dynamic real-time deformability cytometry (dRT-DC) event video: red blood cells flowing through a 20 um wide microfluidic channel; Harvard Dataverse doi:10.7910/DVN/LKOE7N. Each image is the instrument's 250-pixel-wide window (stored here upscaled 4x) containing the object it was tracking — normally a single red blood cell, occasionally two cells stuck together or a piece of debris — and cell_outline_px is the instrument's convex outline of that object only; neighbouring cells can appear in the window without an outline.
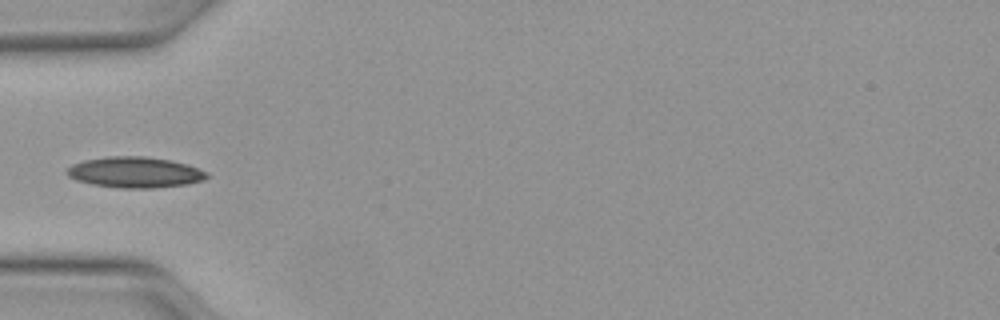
{"species": "Egyptian fruit bat (a non-hibernating species)", "species_latin": "Rousettus aegyptiacus", "temperature_condition": "warm", "stored_images_in_passage": 6, "camera_frame_rate_fps": 3000, "um_per_image_px": 0.085, "animal": {"sex": "female"}, "frame": {"image": 1, "passage_image": 1, "time_ms": 0.0, "image_size_px": [1000, 320], "cell_outline_px": [[208, 176], [204, 180], [188, 184], [152, 188], [120, 188], [92, 184], [76, 180], [68, 176], [64, 172], [72, 164], [84, 160], [108, 156], [144, 156], [172, 160], [188, 164], [208, 172]], "centroid_in_image_um": [11.48, 14.64], "position_along_channel_um": 73.5, "area_um2": 25.32}}